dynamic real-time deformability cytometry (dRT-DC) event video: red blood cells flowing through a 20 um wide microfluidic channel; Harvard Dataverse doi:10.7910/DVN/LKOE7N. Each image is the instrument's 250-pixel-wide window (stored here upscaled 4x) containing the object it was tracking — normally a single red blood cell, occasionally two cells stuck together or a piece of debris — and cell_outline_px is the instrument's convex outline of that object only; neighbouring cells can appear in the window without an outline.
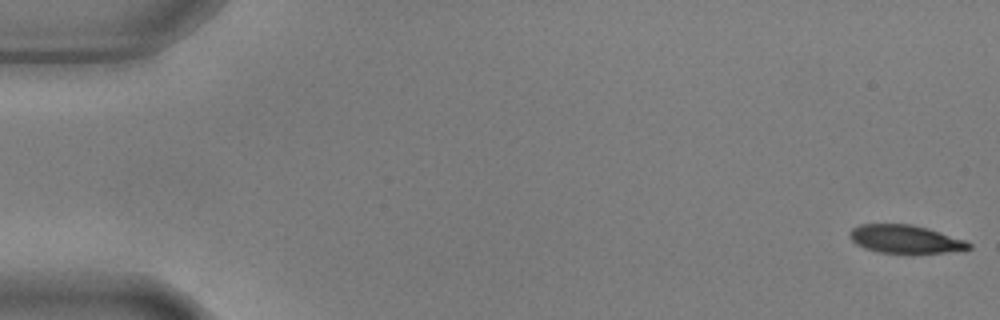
{"species": "common noctule bat (a hibernating species)", "species_latin": "Nyctalus noctula", "temperature_condition": "warm", "stored_images_in_passage": 55, "camera_frame_rate_fps": 3000, "um_per_image_px": 0.085, "animal": {"sex": "male", "body_mass_g": 17.9, "forearm_length_mm": 54.2}, "frame": {"image": 1, "passage_image": 1, "time_ms": 0.0, "image_size_px": [1000, 320], "cell_outline_px": [[972, 248], [944, 252], [912, 256], [876, 252], [864, 248], [856, 244], [848, 236], [848, 232], [852, 228], [860, 224], [912, 224], [928, 228], [964, 240], [972, 244]], "centroid_in_image_um": [76.91, 20.36], "position_along_channel_um": 8.1, "area_um2": 20.29}}
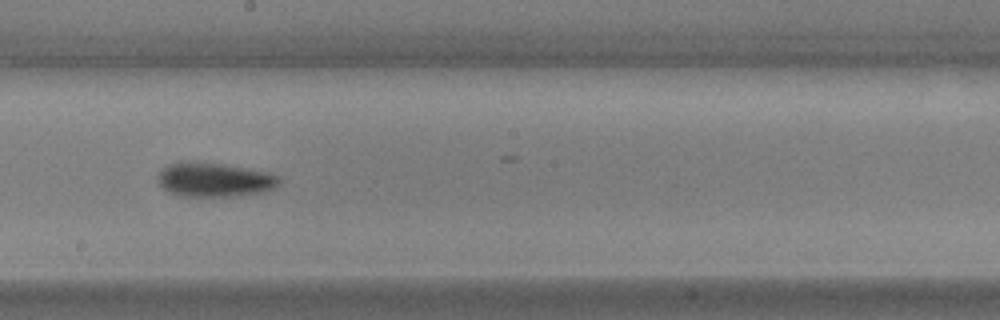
{"frame": {"image": 2, "passage_image": 31, "time_ms": 10.0, "image_size_px": [1000, 320], "cell_outline_px": [[280, 180], [276, 188], [264, 192], [240, 196], [180, 196], [168, 192], [156, 180], [156, 176], [168, 164], [180, 160], [184, 160], [224, 164], [268, 172], [280, 176]], "centroid_in_image_um": [18.22, 15.27], "position_along_channel_um": 230.0, "area_um2": 24.62}}
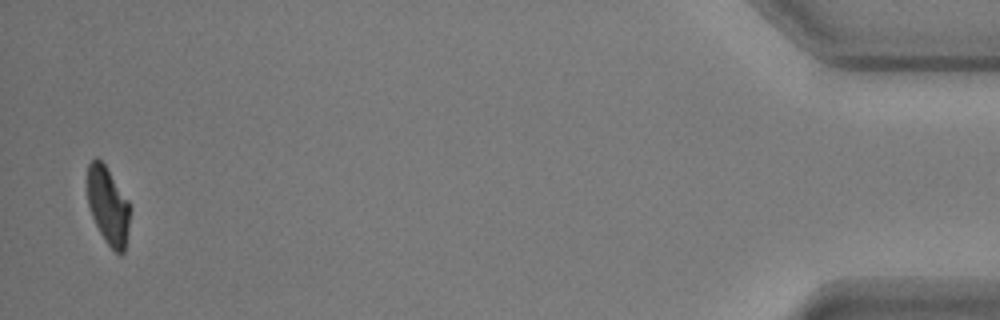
{"frame": {"image": 3, "passage_image": 54, "time_ms": 17.667, "image_size_px": [1000, 320], "cell_outline_px": [[132, 208], [124, 252], [120, 256], [104, 240], [92, 216], [88, 204], [88, 164], [96, 156], [104, 164], [132, 204]], "centroid_in_image_um": [9.22, 17.49], "position_along_channel_um": 426.0, "area_um2": 19.42}}